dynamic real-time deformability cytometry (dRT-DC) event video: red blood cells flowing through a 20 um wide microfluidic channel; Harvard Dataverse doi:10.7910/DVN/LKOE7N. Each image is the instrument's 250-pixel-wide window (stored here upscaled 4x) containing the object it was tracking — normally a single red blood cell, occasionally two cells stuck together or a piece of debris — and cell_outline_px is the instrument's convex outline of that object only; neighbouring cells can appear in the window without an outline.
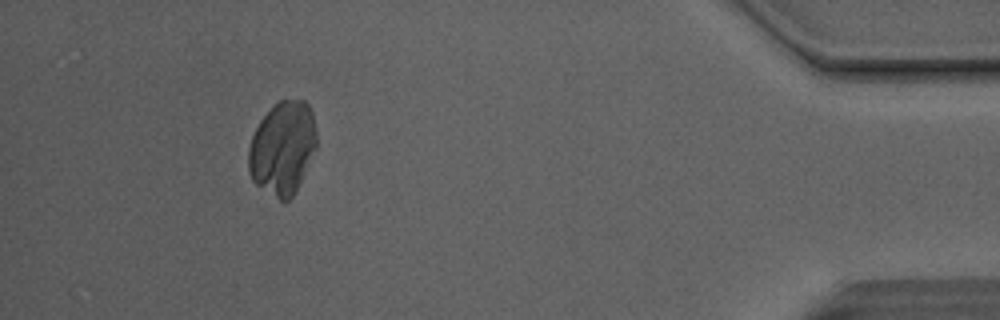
{"species": "Egyptian fruit bat (a non-hibernating species)", "species_latin": "Rousettus aegyptiacus", "temperature_condition": "room temperature", "stored_images_in_passage": 38, "camera_frame_rate_fps": 3000, "um_per_image_px": 0.085, "animal": {"sex": "male"}, "frame": {"image": 1, "passage_image": 34, "time_ms": 11.0, "image_size_px": [1000, 320], "cell_outline_px": [[316, 148], [292, 196], [284, 204], [256, 184], [252, 180], [248, 172], [248, 148], [252, 136], [260, 120], [280, 100], [304, 100], [308, 104], [312, 112], [316, 128]], "centroid_in_image_um": [24.0, 12.59], "position_along_channel_um": 411.2, "area_um2": 36.7}}